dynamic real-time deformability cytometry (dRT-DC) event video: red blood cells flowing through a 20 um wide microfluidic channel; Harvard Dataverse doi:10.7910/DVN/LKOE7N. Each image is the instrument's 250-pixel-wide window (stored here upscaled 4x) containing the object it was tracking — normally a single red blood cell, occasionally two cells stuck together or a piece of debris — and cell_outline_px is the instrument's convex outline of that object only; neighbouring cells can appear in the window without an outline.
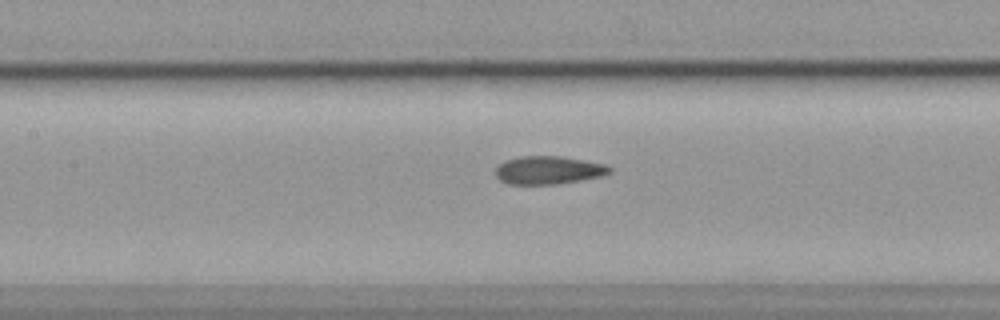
{"species": "common noctule bat (a hibernating species)", "species_latin": "Nyctalus noctula", "temperature_condition": "cold", "stored_images_in_passage": 40, "camera_frame_rate_fps": 3000, "um_per_image_px": 0.085, "animal": {"sex": "female", "body_mass_g": 19.9}, "frame": {"image": 1, "passage_image": 21, "time_ms": 6.667, "image_size_px": [1000, 320], "cell_outline_px": [[612, 172], [604, 176], [556, 184], [508, 184], [500, 180], [496, 176], [496, 168], [504, 160], [520, 156], [560, 156], [608, 164], [612, 168]], "centroid_in_image_um": [46.66, 14.46], "position_along_channel_um": 160.7, "area_um2": 18.84}}
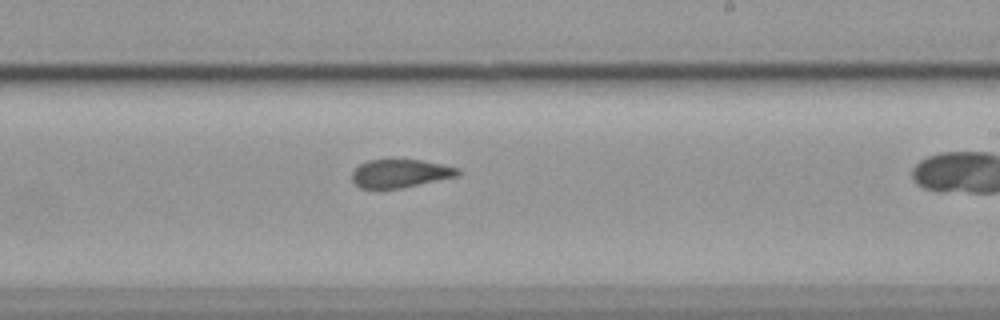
{"frame": {"image": 2, "passage_image": 29, "time_ms": 9.333, "image_size_px": [1000, 320], "cell_outline_px": [[464, 172], [460, 176], [400, 188], [360, 188], [352, 180], [352, 172], [360, 164], [368, 160], [420, 160], [460, 168]], "centroid_in_image_um": [34.08, 14.74], "position_along_channel_um": 254.9, "area_um2": 17.4}}
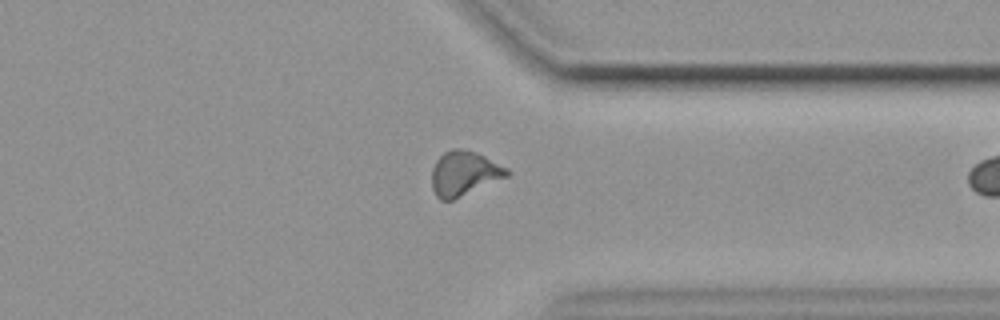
{"frame": {"image": 3, "passage_image": 39, "time_ms": 12.667, "image_size_px": [1000, 320], "cell_outline_px": [[512, 172], [508, 176], [452, 200], [440, 200], [436, 196], [432, 188], [432, 168], [436, 160], [444, 152], [452, 148], [464, 148], [476, 152], [508, 168]], "centroid_in_image_um": [39.44, 14.72], "position_along_channel_um": 372.0, "area_um2": 19.54}}